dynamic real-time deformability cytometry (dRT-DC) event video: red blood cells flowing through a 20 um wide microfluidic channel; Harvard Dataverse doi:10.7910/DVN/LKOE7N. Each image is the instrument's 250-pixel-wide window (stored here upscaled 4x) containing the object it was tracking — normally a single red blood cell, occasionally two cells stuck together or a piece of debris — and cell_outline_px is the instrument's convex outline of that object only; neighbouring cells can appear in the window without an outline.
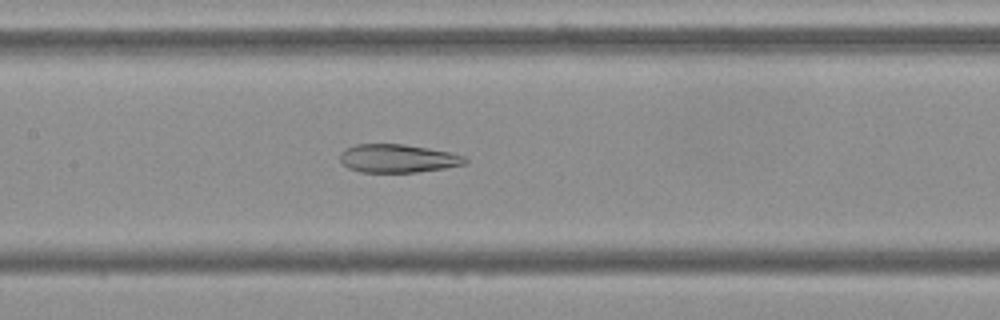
{"species": "Egyptian fruit bat (a non-hibernating species)", "species_latin": "Rousettus aegyptiacus", "temperature_condition": "cold", "stored_images_in_passage": 54, "camera_frame_rate_fps": 3000, "um_per_image_px": 0.085, "frame": {"image": 1, "passage_image": 25, "time_ms": 8.0, "image_size_px": [1000, 320], "cell_outline_px": [[468, 160], [464, 164], [444, 168], [416, 172], [360, 172], [348, 168], [340, 160], [340, 152], [344, 148], [356, 144], [404, 144], [428, 148], [448, 152], [464, 156]], "centroid_in_image_um": [33.77, 13.46], "position_along_channel_um": 173.6, "area_um2": 20.58}}
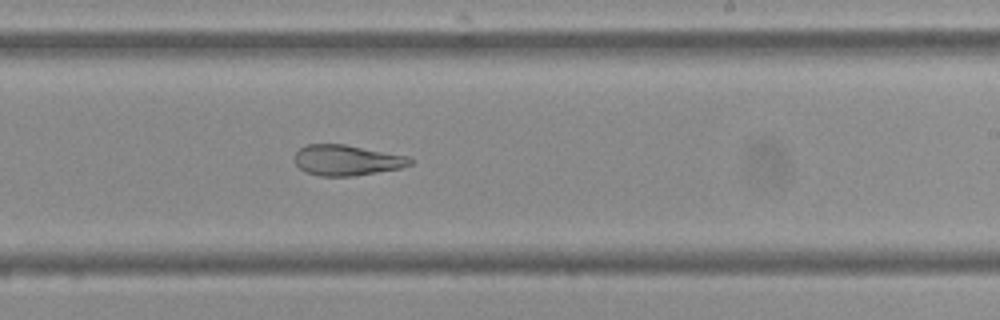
{"frame": {"image": 2, "passage_image": 32, "time_ms": 10.333, "image_size_px": [1000, 320], "cell_outline_px": [[412, 164], [400, 168], [352, 176], [320, 176], [304, 172], [296, 164], [296, 152], [300, 148], [308, 144], [344, 144], [412, 156]], "centroid_in_image_um": [29.51, 13.61], "position_along_channel_um": 259.5, "area_um2": 20.63}}
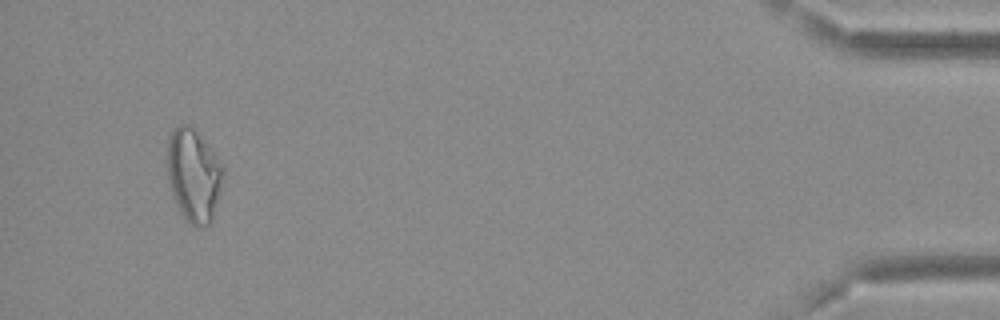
{"frame": {"image": 3, "passage_image": 51, "time_ms": 16.667, "image_size_px": [1000, 320], "cell_outline_px": [[224, 180], [212, 220], [204, 228], [196, 228], [180, 212], [172, 196], [168, 184], [168, 140], [172, 132], [180, 124], [188, 124], [196, 128], [200, 132], [224, 164]], "centroid_in_image_um": [16.5, 14.87], "position_along_channel_um": 418.7, "area_um2": 30.98}, "authors_computed_cell_mechanics": {"area_um2": 25.9233, "velocity_mm_per_s": 3.7006, "shape_relaxation_time_tau1_ms": null, "shape_relaxation_time_tau2_ms": 3.3747, "deformation_change_tau1": null, "deformation_change_tau2": 0.1053}}